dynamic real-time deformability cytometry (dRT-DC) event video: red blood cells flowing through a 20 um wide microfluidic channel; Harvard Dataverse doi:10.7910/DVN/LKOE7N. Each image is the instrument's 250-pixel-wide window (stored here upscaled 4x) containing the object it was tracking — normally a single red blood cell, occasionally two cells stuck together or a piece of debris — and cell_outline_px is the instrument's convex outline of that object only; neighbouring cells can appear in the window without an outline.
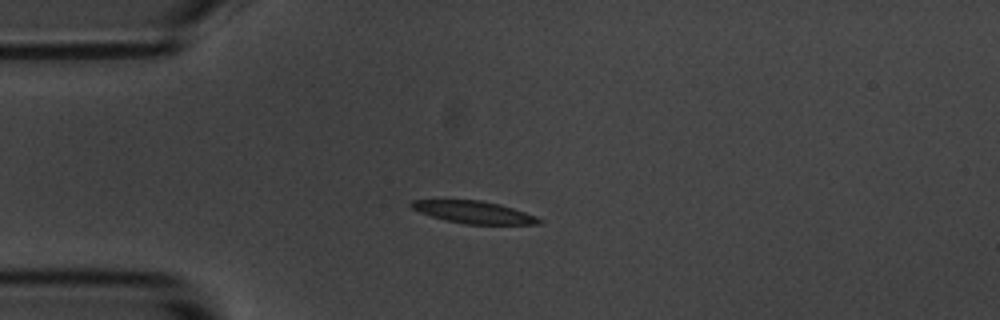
{"species": "common noctule bat (a hibernating species)", "species_latin": "Nyctalus noctula", "temperature_condition": "room temperature", "stored_images_in_passage": 7, "camera_frame_rate_fps": 3000, "um_per_image_px": 0.085, "animal": {"sex": "male", "body_mass_g": 20.1, "forearm_length_mm": 53.5}, "frame": {"image": 1, "passage_image": 4, "time_ms": 3.333, "image_size_px": [1000, 320], "cell_outline_px": [[544, 220], [540, 224], [464, 224], [444, 220], [420, 212], [412, 208], [408, 204], [412, 200], [480, 200], [500, 204], [536, 216]], "centroid_in_image_um": [40.27, 18.04], "position_along_channel_um": 44.7, "area_um2": 16.53}}
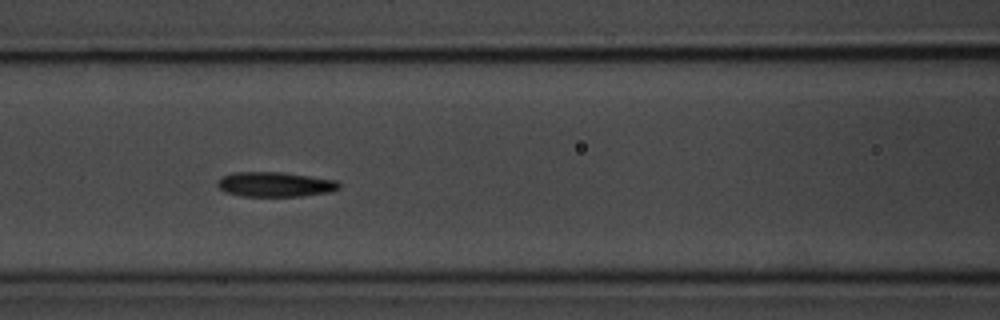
{"frame": {"image": 2, "passage_image": 7, "time_ms": 6.667, "image_size_px": [1000, 320], "cell_outline_px": [[340, 188], [332, 192], [300, 196], [240, 196], [224, 192], [216, 184], [224, 176], [232, 172], [284, 172], [336, 180], [340, 184]], "centroid_in_image_um": [23.4, 15.67], "position_along_channel_um": 143.2, "area_um2": 17.63}}